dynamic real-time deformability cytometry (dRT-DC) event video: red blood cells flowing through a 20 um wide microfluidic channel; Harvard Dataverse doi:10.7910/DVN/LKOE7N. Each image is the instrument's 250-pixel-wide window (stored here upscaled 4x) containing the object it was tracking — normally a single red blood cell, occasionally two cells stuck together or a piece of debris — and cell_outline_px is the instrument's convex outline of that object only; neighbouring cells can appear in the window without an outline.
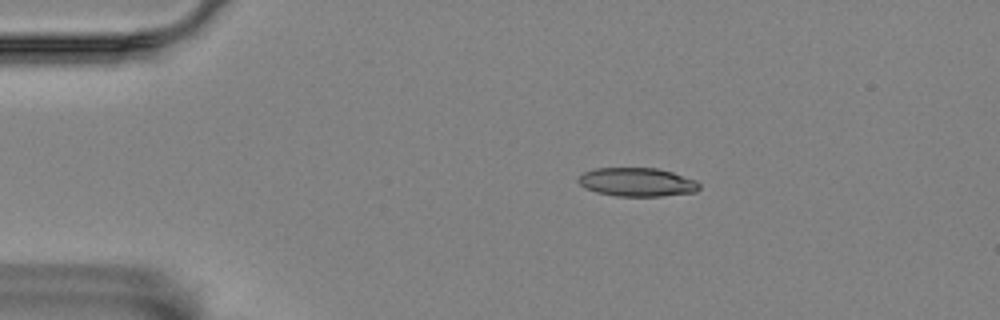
{"species": "Egyptian fruit bat (a non-hibernating species)", "species_latin": "Rousettus aegyptiacus", "temperature_condition": "room temperature", "stored_images_in_passage": 13, "camera_frame_rate_fps": 3000, "um_per_image_px": 0.085, "animal": {"sex": "female"}, "frame": {"image": 1, "passage_image": 1, "time_ms": 0.0, "image_size_px": [1000, 320], "cell_outline_px": [[700, 188], [696, 192], [660, 196], [616, 196], [596, 192], [584, 188], [576, 180], [584, 172], [592, 168], [656, 168], [672, 172], [696, 180], [700, 184]], "centroid_in_image_um": [54.13, 15.48], "position_along_channel_um": 30.9, "area_um2": 20.29}}
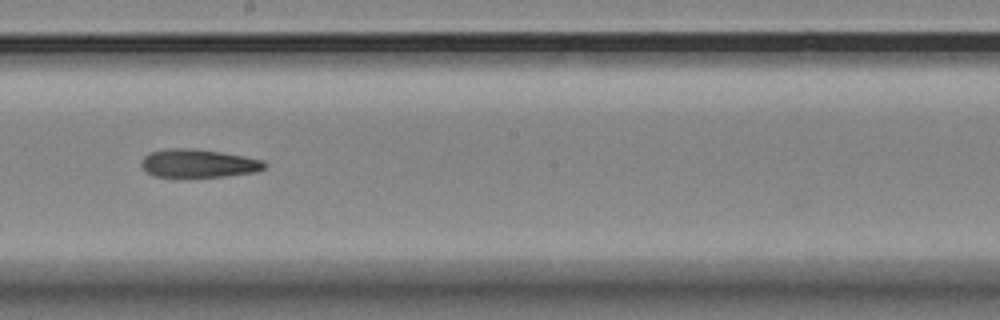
{"frame": {"image": 2, "passage_image": 7, "time_ms": 2.0, "image_size_px": [1000, 320], "cell_outline_px": [[268, 164], [264, 168], [256, 172], [224, 176], [152, 176], [144, 172], [140, 164], [140, 160], [148, 152], [168, 148], [192, 148], [220, 152], [244, 156], [264, 160]], "centroid_in_image_um": [16.82, 13.87], "position_along_channel_um": 231.4, "area_um2": 20.4}}
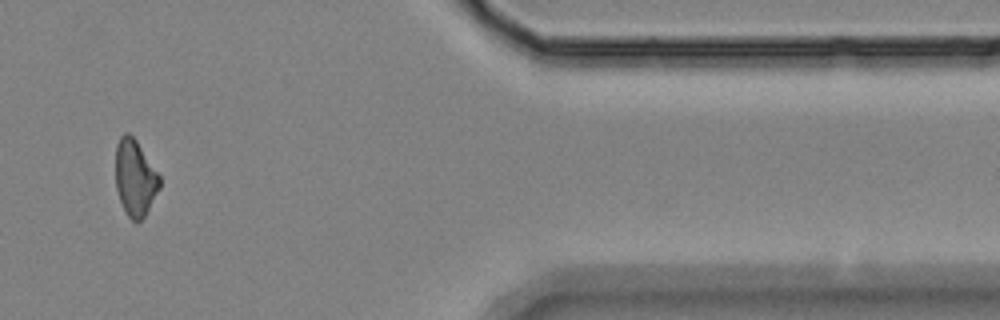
{"frame": {"image": 3, "passage_image": 11, "time_ms": 3.333, "image_size_px": [1000, 320], "cell_outline_px": [[160, 188], [144, 216], [136, 224], [128, 216], [120, 200], [116, 188], [116, 144], [120, 136], [124, 132], [128, 132], [136, 140], [160, 176]], "centroid_in_image_um": [11.47, 15.11], "position_along_channel_um": 399.9, "area_um2": 19.42}}